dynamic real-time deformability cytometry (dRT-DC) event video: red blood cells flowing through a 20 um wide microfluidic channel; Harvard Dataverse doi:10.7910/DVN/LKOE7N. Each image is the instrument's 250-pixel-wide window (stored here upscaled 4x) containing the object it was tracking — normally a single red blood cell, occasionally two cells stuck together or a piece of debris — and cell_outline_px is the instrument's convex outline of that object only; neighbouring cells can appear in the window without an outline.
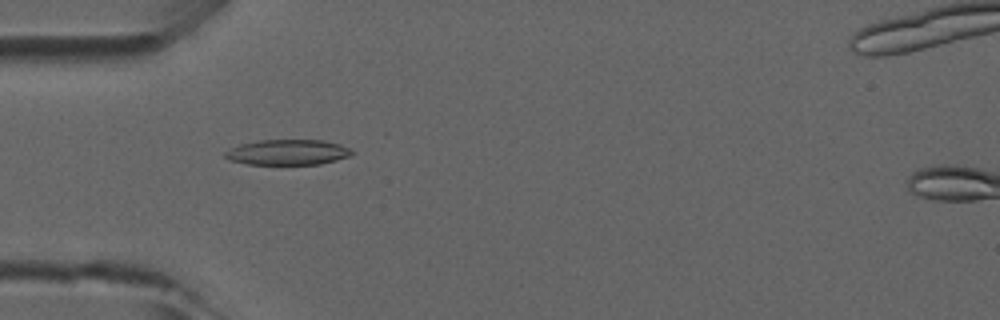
{"species": "common noctule bat (a hibernating species)", "species_latin": "Nyctalus noctula", "temperature_condition": "room temperature", "stored_images_in_passage": 49, "camera_frame_rate_fps": 3000, "um_per_image_px": 0.085, "animal": {"sex": "male", "forearm_length_mm": 52.5}, "frame": {"image": 1, "passage_image": 15, "time_ms": 4.667, "image_size_px": [1000, 320], "cell_outline_px": [[352, 152], [348, 156], [336, 160], [320, 164], [248, 164], [228, 160], [224, 156], [224, 152], [240, 144], [260, 140], [324, 140], [340, 144], [352, 148]], "centroid_in_image_um": [24.45, 12.94], "position_along_channel_um": 60.5, "area_um2": 18.73}}